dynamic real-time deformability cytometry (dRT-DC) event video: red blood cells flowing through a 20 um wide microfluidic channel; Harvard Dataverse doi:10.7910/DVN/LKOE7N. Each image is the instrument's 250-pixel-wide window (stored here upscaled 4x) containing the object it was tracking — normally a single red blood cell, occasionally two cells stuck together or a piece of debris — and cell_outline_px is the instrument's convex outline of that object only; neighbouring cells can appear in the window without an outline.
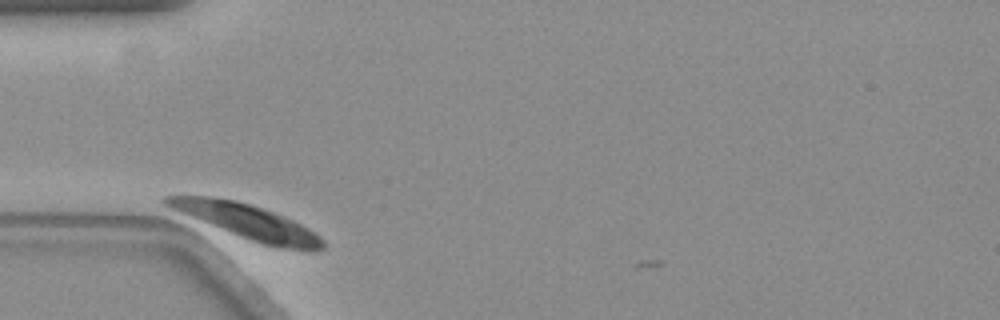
{"species": "common noctule bat (a hibernating species)", "species_latin": "Nyctalus noctula", "temperature_condition": "warm", "stored_images_in_passage": 46, "camera_frame_rate_fps": 3000, "um_per_image_px": 0.085, "animal": {"sex": "female", "body_mass_g": 19.3, "forearm_length_mm": 54.1}, "frame": {"image": 1, "passage_image": 3, "time_ms": 0.667, "image_size_px": [1000, 320], "cell_outline_px": [[324, 248], [316, 252], [304, 252], [276, 248], [260, 244], [248, 240], [168, 208], [160, 204], [160, 200], [164, 196], [212, 196], [236, 200], [284, 216], [308, 228], [320, 236], [324, 240]], "centroid_in_image_um": [21.02, 18.88], "position_along_channel_um": 64.0, "area_um2": 32.02}}